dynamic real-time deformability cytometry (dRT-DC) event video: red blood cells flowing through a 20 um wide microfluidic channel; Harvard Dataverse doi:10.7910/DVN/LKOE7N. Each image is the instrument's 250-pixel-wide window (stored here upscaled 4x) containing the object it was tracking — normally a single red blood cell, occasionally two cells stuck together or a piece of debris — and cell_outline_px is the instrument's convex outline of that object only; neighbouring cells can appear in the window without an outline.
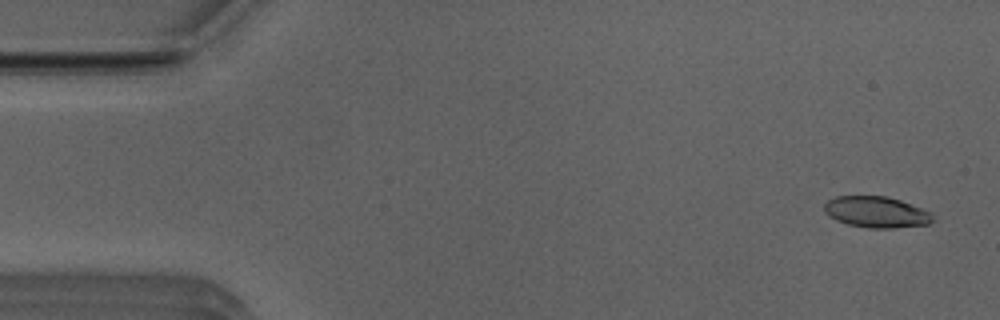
{"species": "Egyptian fruit bat (a non-hibernating species)", "species_latin": "Rousettus aegyptiacus", "temperature_condition": "room temperature", "stored_images_in_passage": 19, "camera_frame_rate_fps": 3000, "um_per_image_px": 0.085, "animal": {"sex": "male"}, "frame": {"image": 1, "passage_image": 3, "time_ms": 0.667, "image_size_px": [1000, 320], "cell_outline_px": [[932, 220], [928, 224], [896, 228], [868, 228], [848, 224], [836, 220], [828, 216], [824, 212], [824, 204], [828, 200], [836, 196], [888, 196], [900, 200], [932, 212]], "centroid_in_image_um": [74.47, 18.02], "position_along_channel_um": 10.5, "area_um2": 19.77}}
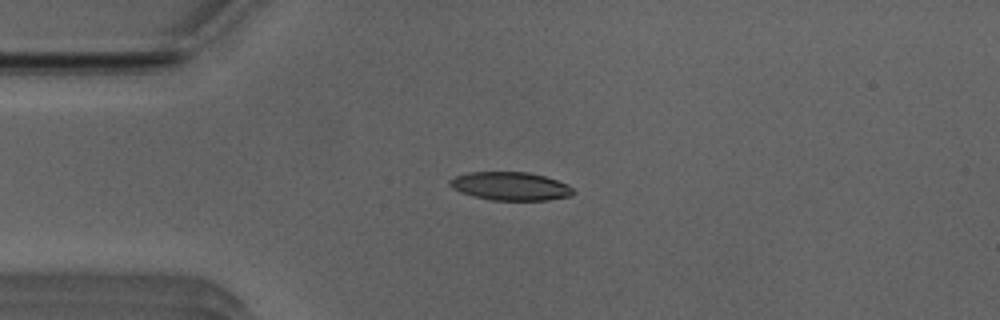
{"frame": {"image": 2, "passage_image": 13, "time_ms": 4.0, "image_size_px": [1000, 320], "cell_outline_px": [[576, 192], [568, 196], [548, 200], [488, 200], [472, 196], [460, 192], [452, 188], [448, 184], [448, 180], [456, 176], [468, 172], [528, 172], [544, 176], [568, 184]], "centroid_in_image_um": [43.35, 15.83], "position_along_channel_um": 41.7, "area_um2": 20.46}}